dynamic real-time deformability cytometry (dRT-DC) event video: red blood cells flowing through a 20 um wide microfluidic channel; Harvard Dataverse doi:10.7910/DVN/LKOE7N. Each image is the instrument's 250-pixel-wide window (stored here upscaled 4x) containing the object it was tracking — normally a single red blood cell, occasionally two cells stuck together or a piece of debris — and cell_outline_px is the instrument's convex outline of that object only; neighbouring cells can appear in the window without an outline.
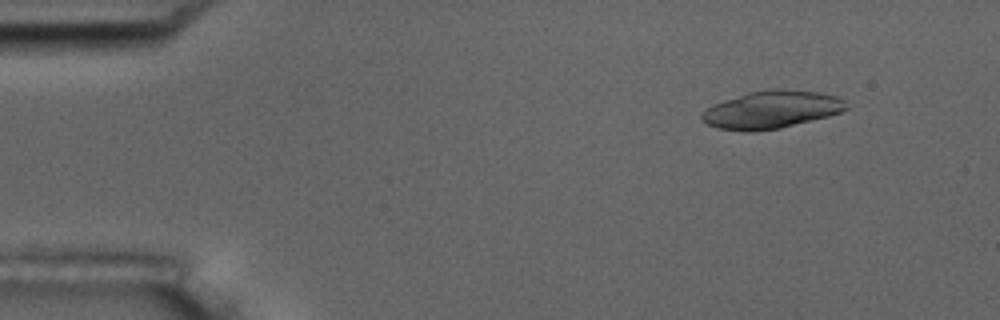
{"species": "common noctule bat (a hibernating species)", "species_latin": "Nyctalus noctula", "temperature_condition": "room temperature", "stored_images_in_passage": 4, "camera_frame_rate_fps": 3000, "um_per_image_px": 0.085, "animal": {"sex": "male", "body_mass_g": 17.5, "forearm_length_mm": 52.3}, "frame": {"image": 1, "passage_image": 2, "time_ms": 1.333, "image_size_px": [1000, 320], "cell_outline_px": [[848, 108], [840, 112], [828, 116], [780, 128], [752, 132], [748, 132], [716, 128], [700, 120], [700, 116], [708, 108], [724, 100], [748, 92], [772, 88], [784, 88], [820, 92], [836, 96], [844, 100]], "centroid_in_image_um": [65.58, 9.31], "position_along_channel_um": 19.4, "area_um2": 31.73}}